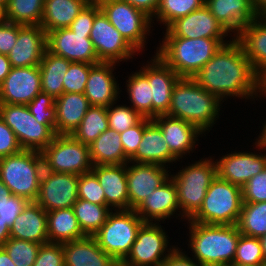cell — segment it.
<instances>
[{
  "label": "cell",
  "instance_id": "obj_1",
  "mask_svg": "<svg viewBox=\"0 0 266 266\" xmlns=\"http://www.w3.org/2000/svg\"><path fill=\"white\" fill-rule=\"evenodd\" d=\"M226 42L192 79L221 101L227 96L253 98L258 75L239 42L234 37Z\"/></svg>",
  "mask_w": 266,
  "mask_h": 266
},
{
  "label": "cell",
  "instance_id": "obj_2",
  "mask_svg": "<svg viewBox=\"0 0 266 266\" xmlns=\"http://www.w3.org/2000/svg\"><path fill=\"white\" fill-rule=\"evenodd\" d=\"M188 222L189 245L194 259L204 266H231L241 234L237 225Z\"/></svg>",
  "mask_w": 266,
  "mask_h": 266
},
{
  "label": "cell",
  "instance_id": "obj_3",
  "mask_svg": "<svg viewBox=\"0 0 266 266\" xmlns=\"http://www.w3.org/2000/svg\"><path fill=\"white\" fill-rule=\"evenodd\" d=\"M221 103L218 97L200 87L192 78H180L173 87L166 115L188 121L205 132L215 124Z\"/></svg>",
  "mask_w": 266,
  "mask_h": 266
},
{
  "label": "cell",
  "instance_id": "obj_4",
  "mask_svg": "<svg viewBox=\"0 0 266 266\" xmlns=\"http://www.w3.org/2000/svg\"><path fill=\"white\" fill-rule=\"evenodd\" d=\"M225 38L165 37L158 55L181 78L193 76L226 44Z\"/></svg>",
  "mask_w": 266,
  "mask_h": 266
},
{
  "label": "cell",
  "instance_id": "obj_5",
  "mask_svg": "<svg viewBox=\"0 0 266 266\" xmlns=\"http://www.w3.org/2000/svg\"><path fill=\"white\" fill-rule=\"evenodd\" d=\"M44 170L41 152L22 150L0 158V179L12 195L35 202Z\"/></svg>",
  "mask_w": 266,
  "mask_h": 266
},
{
  "label": "cell",
  "instance_id": "obj_6",
  "mask_svg": "<svg viewBox=\"0 0 266 266\" xmlns=\"http://www.w3.org/2000/svg\"><path fill=\"white\" fill-rule=\"evenodd\" d=\"M242 204L241 187L216 176L199 211L190 221L208 225H236Z\"/></svg>",
  "mask_w": 266,
  "mask_h": 266
},
{
  "label": "cell",
  "instance_id": "obj_7",
  "mask_svg": "<svg viewBox=\"0 0 266 266\" xmlns=\"http://www.w3.org/2000/svg\"><path fill=\"white\" fill-rule=\"evenodd\" d=\"M217 176L216 163L211 159H201L176 175H170L176 184L181 216L191 219L200 209L207 190Z\"/></svg>",
  "mask_w": 266,
  "mask_h": 266
},
{
  "label": "cell",
  "instance_id": "obj_8",
  "mask_svg": "<svg viewBox=\"0 0 266 266\" xmlns=\"http://www.w3.org/2000/svg\"><path fill=\"white\" fill-rule=\"evenodd\" d=\"M144 223L135 210L111 211L106 222L93 236L99 247L120 264L130 253L138 230Z\"/></svg>",
  "mask_w": 266,
  "mask_h": 266
},
{
  "label": "cell",
  "instance_id": "obj_9",
  "mask_svg": "<svg viewBox=\"0 0 266 266\" xmlns=\"http://www.w3.org/2000/svg\"><path fill=\"white\" fill-rule=\"evenodd\" d=\"M41 154L45 171L81 175L93 168L89 145L72 135L56 134Z\"/></svg>",
  "mask_w": 266,
  "mask_h": 266
},
{
  "label": "cell",
  "instance_id": "obj_10",
  "mask_svg": "<svg viewBox=\"0 0 266 266\" xmlns=\"http://www.w3.org/2000/svg\"><path fill=\"white\" fill-rule=\"evenodd\" d=\"M0 117L14 131L23 150L42 152L56 135L47 125L39 124L24 104L0 103Z\"/></svg>",
  "mask_w": 266,
  "mask_h": 266
},
{
  "label": "cell",
  "instance_id": "obj_11",
  "mask_svg": "<svg viewBox=\"0 0 266 266\" xmlns=\"http://www.w3.org/2000/svg\"><path fill=\"white\" fill-rule=\"evenodd\" d=\"M99 6L109 22L137 52L144 49L145 35L150 32L153 19L122 0H106Z\"/></svg>",
  "mask_w": 266,
  "mask_h": 266
},
{
  "label": "cell",
  "instance_id": "obj_12",
  "mask_svg": "<svg viewBox=\"0 0 266 266\" xmlns=\"http://www.w3.org/2000/svg\"><path fill=\"white\" fill-rule=\"evenodd\" d=\"M159 225L157 222H150L144 223L140 227L130 253L120 263V266H146L163 263L175 246L168 250L167 233ZM165 250L168 253L164 256Z\"/></svg>",
  "mask_w": 266,
  "mask_h": 266
},
{
  "label": "cell",
  "instance_id": "obj_13",
  "mask_svg": "<svg viewBox=\"0 0 266 266\" xmlns=\"http://www.w3.org/2000/svg\"><path fill=\"white\" fill-rule=\"evenodd\" d=\"M79 175L43 170L35 200L48 211L72 208L78 200Z\"/></svg>",
  "mask_w": 266,
  "mask_h": 266
},
{
  "label": "cell",
  "instance_id": "obj_14",
  "mask_svg": "<svg viewBox=\"0 0 266 266\" xmlns=\"http://www.w3.org/2000/svg\"><path fill=\"white\" fill-rule=\"evenodd\" d=\"M100 62L119 63L137 52L100 11L94 19L90 37Z\"/></svg>",
  "mask_w": 266,
  "mask_h": 266
},
{
  "label": "cell",
  "instance_id": "obj_15",
  "mask_svg": "<svg viewBox=\"0 0 266 266\" xmlns=\"http://www.w3.org/2000/svg\"><path fill=\"white\" fill-rule=\"evenodd\" d=\"M90 34L74 33L70 28H61L47 33V50L71 62L100 63Z\"/></svg>",
  "mask_w": 266,
  "mask_h": 266
},
{
  "label": "cell",
  "instance_id": "obj_16",
  "mask_svg": "<svg viewBox=\"0 0 266 266\" xmlns=\"http://www.w3.org/2000/svg\"><path fill=\"white\" fill-rule=\"evenodd\" d=\"M40 92L42 89L39 65L12 67L0 84V103L27 105Z\"/></svg>",
  "mask_w": 266,
  "mask_h": 266
},
{
  "label": "cell",
  "instance_id": "obj_17",
  "mask_svg": "<svg viewBox=\"0 0 266 266\" xmlns=\"http://www.w3.org/2000/svg\"><path fill=\"white\" fill-rule=\"evenodd\" d=\"M228 31L212 15L206 5L176 19L167 28L164 37L197 38H224Z\"/></svg>",
  "mask_w": 266,
  "mask_h": 266
},
{
  "label": "cell",
  "instance_id": "obj_18",
  "mask_svg": "<svg viewBox=\"0 0 266 266\" xmlns=\"http://www.w3.org/2000/svg\"><path fill=\"white\" fill-rule=\"evenodd\" d=\"M151 60L152 63L148 62L140 70L147 76L151 86L153 119L168 113L173 87L181 77L158 55L155 54Z\"/></svg>",
  "mask_w": 266,
  "mask_h": 266
},
{
  "label": "cell",
  "instance_id": "obj_19",
  "mask_svg": "<svg viewBox=\"0 0 266 266\" xmlns=\"http://www.w3.org/2000/svg\"><path fill=\"white\" fill-rule=\"evenodd\" d=\"M132 163L127 167L129 209L135 210L143 200L169 177V170L158 164ZM135 164V165H134Z\"/></svg>",
  "mask_w": 266,
  "mask_h": 266
},
{
  "label": "cell",
  "instance_id": "obj_20",
  "mask_svg": "<svg viewBox=\"0 0 266 266\" xmlns=\"http://www.w3.org/2000/svg\"><path fill=\"white\" fill-rule=\"evenodd\" d=\"M217 176L220 179L240 186L241 188L253 176L266 169V154L253 152H235L224 155L215 161Z\"/></svg>",
  "mask_w": 266,
  "mask_h": 266
},
{
  "label": "cell",
  "instance_id": "obj_21",
  "mask_svg": "<svg viewBox=\"0 0 266 266\" xmlns=\"http://www.w3.org/2000/svg\"><path fill=\"white\" fill-rule=\"evenodd\" d=\"M47 33L40 25H23L7 54L11 67L39 65L47 49Z\"/></svg>",
  "mask_w": 266,
  "mask_h": 266
},
{
  "label": "cell",
  "instance_id": "obj_22",
  "mask_svg": "<svg viewBox=\"0 0 266 266\" xmlns=\"http://www.w3.org/2000/svg\"><path fill=\"white\" fill-rule=\"evenodd\" d=\"M114 65V62H100L90 68L84 95L91 106L109 107L118 100L120 88L113 75Z\"/></svg>",
  "mask_w": 266,
  "mask_h": 266
},
{
  "label": "cell",
  "instance_id": "obj_23",
  "mask_svg": "<svg viewBox=\"0 0 266 266\" xmlns=\"http://www.w3.org/2000/svg\"><path fill=\"white\" fill-rule=\"evenodd\" d=\"M152 120L160 127L170 152L177 159L192 152L197 137L204 133L196 125L169 115H159Z\"/></svg>",
  "mask_w": 266,
  "mask_h": 266
},
{
  "label": "cell",
  "instance_id": "obj_24",
  "mask_svg": "<svg viewBox=\"0 0 266 266\" xmlns=\"http://www.w3.org/2000/svg\"><path fill=\"white\" fill-rule=\"evenodd\" d=\"M178 192L175 182L169 177L159 188L151 192L135 209L145 223L165 221L178 211ZM156 220V221H155Z\"/></svg>",
  "mask_w": 266,
  "mask_h": 266
},
{
  "label": "cell",
  "instance_id": "obj_25",
  "mask_svg": "<svg viewBox=\"0 0 266 266\" xmlns=\"http://www.w3.org/2000/svg\"><path fill=\"white\" fill-rule=\"evenodd\" d=\"M127 165H94L92 172L103 188L106 206L115 210H129Z\"/></svg>",
  "mask_w": 266,
  "mask_h": 266
},
{
  "label": "cell",
  "instance_id": "obj_26",
  "mask_svg": "<svg viewBox=\"0 0 266 266\" xmlns=\"http://www.w3.org/2000/svg\"><path fill=\"white\" fill-rule=\"evenodd\" d=\"M178 159L170 152L160 127L149 118H145L142 141L136 153L129 159L134 163L158 164L166 167Z\"/></svg>",
  "mask_w": 266,
  "mask_h": 266
},
{
  "label": "cell",
  "instance_id": "obj_27",
  "mask_svg": "<svg viewBox=\"0 0 266 266\" xmlns=\"http://www.w3.org/2000/svg\"><path fill=\"white\" fill-rule=\"evenodd\" d=\"M10 237L39 244L48 243L46 210L36 202H28L10 227Z\"/></svg>",
  "mask_w": 266,
  "mask_h": 266
},
{
  "label": "cell",
  "instance_id": "obj_28",
  "mask_svg": "<svg viewBox=\"0 0 266 266\" xmlns=\"http://www.w3.org/2000/svg\"><path fill=\"white\" fill-rule=\"evenodd\" d=\"M205 5L229 34L234 33V37L257 17L252 0H205Z\"/></svg>",
  "mask_w": 266,
  "mask_h": 266
},
{
  "label": "cell",
  "instance_id": "obj_29",
  "mask_svg": "<svg viewBox=\"0 0 266 266\" xmlns=\"http://www.w3.org/2000/svg\"><path fill=\"white\" fill-rule=\"evenodd\" d=\"M65 266H120L98 245L94 236L63 243Z\"/></svg>",
  "mask_w": 266,
  "mask_h": 266
},
{
  "label": "cell",
  "instance_id": "obj_30",
  "mask_svg": "<svg viewBox=\"0 0 266 266\" xmlns=\"http://www.w3.org/2000/svg\"><path fill=\"white\" fill-rule=\"evenodd\" d=\"M235 39L259 75L266 68V17H256L236 34Z\"/></svg>",
  "mask_w": 266,
  "mask_h": 266
},
{
  "label": "cell",
  "instance_id": "obj_31",
  "mask_svg": "<svg viewBox=\"0 0 266 266\" xmlns=\"http://www.w3.org/2000/svg\"><path fill=\"white\" fill-rule=\"evenodd\" d=\"M55 134L72 135L91 107L84 93H63L55 98Z\"/></svg>",
  "mask_w": 266,
  "mask_h": 266
},
{
  "label": "cell",
  "instance_id": "obj_32",
  "mask_svg": "<svg viewBox=\"0 0 266 266\" xmlns=\"http://www.w3.org/2000/svg\"><path fill=\"white\" fill-rule=\"evenodd\" d=\"M87 4V0H45L40 26L46 33L69 28Z\"/></svg>",
  "mask_w": 266,
  "mask_h": 266
},
{
  "label": "cell",
  "instance_id": "obj_33",
  "mask_svg": "<svg viewBox=\"0 0 266 266\" xmlns=\"http://www.w3.org/2000/svg\"><path fill=\"white\" fill-rule=\"evenodd\" d=\"M90 158L94 165L127 164L129 158L124 154L120 133L108 128L89 145Z\"/></svg>",
  "mask_w": 266,
  "mask_h": 266
},
{
  "label": "cell",
  "instance_id": "obj_34",
  "mask_svg": "<svg viewBox=\"0 0 266 266\" xmlns=\"http://www.w3.org/2000/svg\"><path fill=\"white\" fill-rule=\"evenodd\" d=\"M48 242L66 243L85 237L73 208L47 212Z\"/></svg>",
  "mask_w": 266,
  "mask_h": 266
},
{
  "label": "cell",
  "instance_id": "obj_35",
  "mask_svg": "<svg viewBox=\"0 0 266 266\" xmlns=\"http://www.w3.org/2000/svg\"><path fill=\"white\" fill-rule=\"evenodd\" d=\"M71 61L49 52L47 49L39 64L43 93L57 98L63 94V78Z\"/></svg>",
  "mask_w": 266,
  "mask_h": 266
},
{
  "label": "cell",
  "instance_id": "obj_36",
  "mask_svg": "<svg viewBox=\"0 0 266 266\" xmlns=\"http://www.w3.org/2000/svg\"><path fill=\"white\" fill-rule=\"evenodd\" d=\"M72 208L78 224L86 236H93L103 226L112 211L106 205L91 203L79 198Z\"/></svg>",
  "mask_w": 266,
  "mask_h": 266
},
{
  "label": "cell",
  "instance_id": "obj_37",
  "mask_svg": "<svg viewBox=\"0 0 266 266\" xmlns=\"http://www.w3.org/2000/svg\"><path fill=\"white\" fill-rule=\"evenodd\" d=\"M45 0H8L3 20L19 25H40Z\"/></svg>",
  "mask_w": 266,
  "mask_h": 266
},
{
  "label": "cell",
  "instance_id": "obj_38",
  "mask_svg": "<svg viewBox=\"0 0 266 266\" xmlns=\"http://www.w3.org/2000/svg\"><path fill=\"white\" fill-rule=\"evenodd\" d=\"M108 128L107 107L91 106L72 136L77 141L90 145Z\"/></svg>",
  "mask_w": 266,
  "mask_h": 266
},
{
  "label": "cell",
  "instance_id": "obj_39",
  "mask_svg": "<svg viewBox=\"0 0 266 266\" xmlns=\"http://www.w3.org/2000/svg\"><path fill=\"white\" fill-rule=\"evenodd\" d=\"M239 232L245 236L260 238L266 234V201L243 203L237 222Z\"/></svg>",
  "mask_w": 266,
  "mask_h": 266
},
{
  "label": "cell",
  "instance_id": "obj_40",
  "mask_svg": "<svg viewBox=\"0 0 266 266\" xmlns=\"http://www.w3.org/2000/svg\"><path fill=\"white\" fill-rule=\"evenodd\" d=\"M126 83L131 107L144 118L152 119L151 86L147 76L139 70L132 74Z\"/></svg>",
  "mask_w": 266,
  "mask_h": 266
},
{
  "label": "cell",
  "instance_id": "obj_41",
  "mask_svg": "<svg viewBox=\"0 0 266 266\" xmlns=\"http://www.w3.org/2000/svg\"><path fill=\"white\" fill-rule=\"evenodd\" d=\"M203 5L205 0H160L155 18L167 28L176 19L188 15Z\"/></svg>",
  "mask_w": 266,
  "mask_h": 266
},
{
  "label": "cell",
  "instance_id": "obj_42",
  "mask_svg": "<svg viewBox=\"0 0 266 266\" xmlns=\"http://www.w3.org/2000/svg\"><path fill=\"white\" fill-rule=\"evenodd\" d=\"M40 246L39 243L10 237L2 247L16 266H33Z\"/></svg>",
  "mask_w": 266,
  "mask_h": 266
},
{
  "label": "cell",
  "instance_id": "obj_43",
  "mask_svg": "<svg viewBox=\"0 0 266 266\" xmlns=\"http://www.w3.org/2000/svg\"><path fill=\"white\" fill-rule=\"evenodd\" d=\"M262 263H264V259L259 238L240 234L236 255L231 266H247Z\"/></svg>",
  "mask_w": 266,
  "mask_h": 266
},
{
  "label": "cell",
  "instance_id": "obj_44",
  "mask_svg": "<svg viewBox=\"0 0 266 266\" xmlns=\"http://www.w3.org/2000/svg\"><path fill=\"white\" fill-rule=\"evenodd\" d=\"M112 103L107 107V118L109 128L117 133H123L128 128L139 124L144 117L134 108L129 106L117 105L115 107Z\"/></svg>",
  "mask_w": 266,
  "mask_h": 266
},
{
  "label": "cell",
  "instance_id": "obj_45",
  "mask_svg": "<svg viewBox=\"0 0 266 266\" xmlns=\"http://www.w3.org/2000/svg\"><path fill=\"white\" fill-rule=\"evenodd\" d=\"M27 107L39 124L47 125L55 133L56 107L52 95L40 92Z\"/></svg>",
  "mask_w": 266,
  "mask_h": 266
},
{
  "label": "cell",
  "instance_id": "obj_46",
  "mask_svg": "<svg viewBox=\"0 0 266 266\" xmlns=\"http://www.w3.org/2000/svg\"><path fill=\"white\" fill-rule=\"evenodd\" d=\"M93 65L71 62L63 78V93H84L90 68Z\"/></svg>",
  "mask_w": 266,
  "mask_h": 266
},
{
  "label": "cell",
  "instance_id": "obj_47",
  "mask_svg": "<svg viewBox=\"0 0 266 266\" xmlns=\"http://www.w3.org/2000/svg\"><path fill=\"white\" fill-rule=\"evenodd\" d=\"M78 198L91 203L106 205L103 188L92 171L79 175Z\"/></svg>",
  "mask_w": 266,
  "mask_h": 266
},
{
  "label": "cell",
  "instance_id": "obj_48",
  "mask_svg": "<svg viewBox=\"0 0 266 266\" xmlns=\"http://www.w3.org/2000/svg\"><path fill=\"white\" fill-rule=\"evenodd\" d=\"M241 189L243 203L266 201V169L253 176Z\"/></svg>",
  "mask_w": 266,
  "mask_h": 266
},
{
  "label": "cell",
  "instance_id": "obj_49",
  "mask_svg": "<svg viewBox=\"0 0 266 266\" xmlns=\"http://www.w3.org/2000/svg\"><path fill=\"white\" fill-rule=\"evenodd\" d=\"M33 266H65L63 244H41Z\"/></svg>",
  "mask_w": 266,
  "mask_h": 266
},
{
  "label": "cell",
  "instance_id": "obj_50",
  "mask_svg": "<svg viewBox=\"0 0 266 266\" xmlns=\"http://www.w3.org/2000/svg\"><path fill=\"white\" fill-rule=\"evenodd\" d=\"M101 11L99 4H87L70 25L74 33L90 34L95 16Z\"/></svg>",
  "mask_w": 266,
  "mask_h": 266
},
{
  "label": "cell",
  "instance_id": "obj_51",
  "mask_svg": "<svg viewBox=\"0 0 266 266\" xmlns=\"http://www.w3.org/2000/svg\"><path fill=\"white\" fill-rule=\"evenodd\" d=\"M145 129V118L137 125L120 133L124 154L130 159L137 151Z\"/></svg>",
  "mask_w": 266,
  "mask_h": 266
},
{
  "label": "cell",
  "instance_id": "obj_52",
  "mask_svg": "<svg viewBox=\"0 0 266 266\" xmlns=\"http://www.w3.org/2000/svg\"><path fill=\"white\" fill-rule=\"evenodd\" d=\"M22 150L14 131L0 117V158L15 155Z\"/></svg>",
  "mask_w": 266,
  "mask_h": 266
},
{
  "label": "cell",
  "instance_id": "obj_53",
  "mask_svg": "<svg viewBox=\"0 0 266 266\" xmlns=\"http://www.w3.org/2000/svg\"><path fill=\"white\" fill-rule=\"evenodd\" d=\"M28 201L25 198L12 195L8 200L0 205V219L12 226L14 220L22 212Z\"/></svg>",
  "mask_w": 266,
  "mask_h": 266
},
{
  "label": "cell",
  "instance_id": "obj_54",
  "mask_svg": "<svg viewBox=\"0 0 266 266\" xmlns=\"http://www.w3.org/2000/svg\"><path fill=\"white\" fill-rule=\"evenodd\" d=\"M22 26L5 20L0 21V54L7 55L12 50Z\"/></svg>",
  "mask_w": 266,
  "mask_h": 266
},
{
  "label": "cell",
  "instance_id": "obj_55",
  "mask_svg": "<svg viewBox=\"0 0 266 266\" xmlns=\"http://www.w3.org/2000/svg\"><path fill=\"white\" fill-rule=\"evenodd\" d=\"M163 266H204L192 260L188 255L180 251V248L175 247L169 253L168 257L163 261Z\"/></svg>",
  "mask_w": 266,
  "mask_h": 266
},
{
  "label": "cell",
  "instance_id": "obj_56",
  "mask_svg": "<svg viewBox=\"0 0 266 266\" xmlns=\"http://www.w3.org/2000/svg\"><path fill=\"white\" fill-rule=\"evenodd\" d=\"M133 7H135L138 10L143 11L147 16H149L151 19L154 18L158 7L160 0H122Z\"/></svg>",
  "mask_w": 266,
  "mask_h": 266
},
{
  "label": "cell",
  "instance_id": "obj_57",
  "mask_svg": "<svg viewBox=\"0 0 266 266\" xmlns=\"http://www.w3.org/2000/svg\"><path fill=\"white\" fill-rule=\"evenodd\" d=\"M11 64L6 54H0V84L4 81L6 76L10 73Z\"/></svg>",
  "mask_w": 266,
  "mask_h": 266
},
{
  "label": "cell",
  "instance_id": "obj_58",
  "mask_svg": "<svg viewBox=\"0 0 266 266\" xmlns=\"http://www.w3.org/2000/svg\"><path fill=\"white\" fill-rule=\"evenodd\" d=\"M257 17H266V0H252Z\"/></svg>",
  "mask_w": 266,
  "mask_h": 266
},
{
  "label": "cell",
  "instance_id": "obj_59",
  "mask_svg": "<svg viewBox=\"0 0 266 266\" xmlns=\"http://www.w3.org/2000/svg\"><path fill=\"white\" fill-rule=\"evenodd\" d=\"M10 238V227L0 219V247Z\"/></svg>",
  "mask_w": 266,
  "mask_h": 266
},
{
  "label": "cell",
  "instance_id": "obj_60",
  "mask_svg": "<svg viewBox=\"0 0 266 266\" xmlns=\"http://www.w3.org/2000/svg\"><path fill=\"white\" fill-rule=\"evenodd\" d=\"M258 93L266 96V68L258 75Z\"/></svg>",
  "mask_w": 266,
  "mask_h": 266
},
{
  "label": "cell",
  "instance_id": "obj_61",
  "mask_svg": "<svg viewBox=\"0 0 266 266\" xmlns=\"http://www.w3.org/2000/svg\"><path fill=\"white\" fill-rule=\"evenodd\" d=\"M0 266H16L3 247H0Z\"/></svg>",
  "mask_w": 266,
  "mask_h": 266
},
{
  "label": "cell",
  "instance_id": "obj_62",
  "mask_svg": "<svg viewBox=\"0 0 266 266\" xmlns=\"http://www.w3.org/2000/svg\"><path fill=\"white\" fill-rule=\"evenodd\" d=\"M12 196V193L8 187L0 179V205L8 200Z\"/></svg>",
  "mask_w": 266,
  "mask_h": 266
},
{
  "label": "cell",
  "instance_id": "obj_63",
  "mask_svg": "<svg viewBox=\"0 0 266 266\" xmlns=\"http://www.w3.org/2000/svg\"><path fill=\"white\" fill-rule=\"evenodd\" d=\"M259 138V139H258ZM257 141H255L256 148L259 147L260 149H265L266 150V123L263 125V129L261 134L258 136Z\"/></svg>",
  "mask_w": 266,
  "mask_h": 266
},
{
  "label": "cell",
  "instance_id": "obj_64",
  "mask_svg": "<svg viewBox=\"0 0 266 266\" xmlns=\"http://www.w3.org/2000/svg\"><path fill=\"white\" fill-rule=\"evenodd\" d=\"M262 247L264 263H266V234L259 238Z\"/></svg>",
  "mask_w": 266,
  "mask_h": 266
},
{
  "label": "cell",
  "instance_id": "obj_65",
  "mask_svg": "<svg viewBox=\"0 0 266 266\" xmlns=\"http://www.w3.org/2000/svg\"><path fill=\"white\" fill-rule=\"evenodd\" d=\"M7 4H8V0H0V10L2 12L5 11L6 7H7Z\"/></svg>",
  "mask_w": 266,
  "mask_h": 266
},
{
  "label": "cell",
  "instance_id": "obj_66",
  "mask_svg": "<svg viewBox=\"0 0 266 266\" xmlns=\"http://www.w3.org/2000/svg\"><path fill=\"white\" fill-rule=\"evenodd\" d=\"M89 4H100L101 2L103 1H106V0H87Z\"/></svg>",
  "mask_w": 266,
  "mask_h": 266
},
{
  "label": "cell",
  "instance_id": "obj_67",
  "mask_svg": "<svg viewBox=\"0 0 266 266\" xmlns=\"http://www.w3.org/2000/svg\"><path fill=\"white\" fill-rule=\"evenodd\" d=\"M3 20V12L0 10V21Z\"/></svg>",
  "mask_w": 266,
  "mask_h": 266
},
{
  "label": "cell",
  "instance_id": "obj_68",
  "mask_svg": "<svg viewBox=\"0 0 266 266\" xmlns=\"http://www.w3.org/2000/svg\"><path fill=\"white\" fill-rule=\"evenodd\" d=\"M247 266H264V263H262V264H257V265H247Z\"/></svg>",
  "mask_w": 266,
  "mask_h": 266
},
{
  "label": "cell",
  "instance_id": "obj_69",
  "mask_svg": "<svg viewBox=\"0 0 266 266\" xmlns=\"http://www.w3.org/2000/svg\"><path fill=\"white\" fill-rule=\"evenodd\" d=\"M146 266H163V263L158 264V265H146Z\"/></svg>",
  "mask_w": 266,
  "mask_h": 266
}]
</instances>
